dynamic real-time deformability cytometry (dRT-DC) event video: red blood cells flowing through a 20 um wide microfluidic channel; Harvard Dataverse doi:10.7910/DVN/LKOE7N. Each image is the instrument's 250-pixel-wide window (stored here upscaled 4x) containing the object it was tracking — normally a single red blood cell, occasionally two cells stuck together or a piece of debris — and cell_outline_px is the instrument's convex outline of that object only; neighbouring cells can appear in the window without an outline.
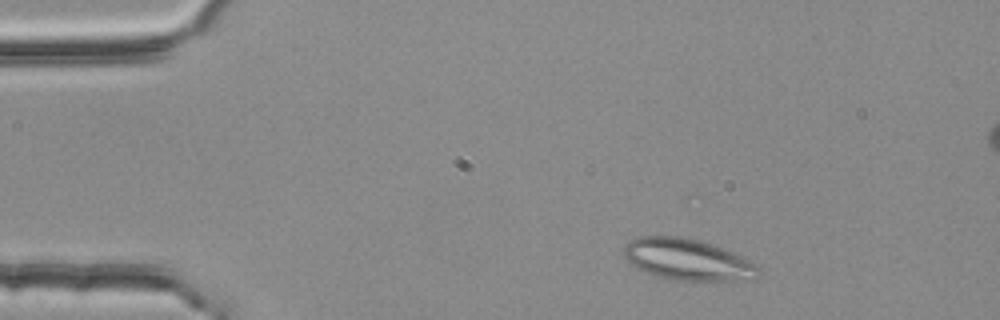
{"species": "common noctule bat (a hibernating species)", "species_latin": "Nyctalus noctula", "temperature_condition": "room temperature", "stored_images_in_passage": 3, "segment_of_instrument_passage": [1, 2], "camera_frame_rate_fps": 3000, "um_per_image_px": 0.085, "animal": {"sex": "female", "body_mass_g": 25.1}, "frame": {"image": 1, "passage_image": 1, "time_ms": 0.0, "image_size_px": [1000, 320], "cell_outline_px": [[764, 272], [756, 280], [692, 284], [656, 276], [644, 272], [632, 264], [624, 256], [624, 244], [636, 236], [684, 236], [700, 240], [712, 244], [744, 256], [756, 264]], "centroid_in_image_um": [58.56, 22.12], "position_along_channel_um": 26.4, "area_um2": 34.22}}